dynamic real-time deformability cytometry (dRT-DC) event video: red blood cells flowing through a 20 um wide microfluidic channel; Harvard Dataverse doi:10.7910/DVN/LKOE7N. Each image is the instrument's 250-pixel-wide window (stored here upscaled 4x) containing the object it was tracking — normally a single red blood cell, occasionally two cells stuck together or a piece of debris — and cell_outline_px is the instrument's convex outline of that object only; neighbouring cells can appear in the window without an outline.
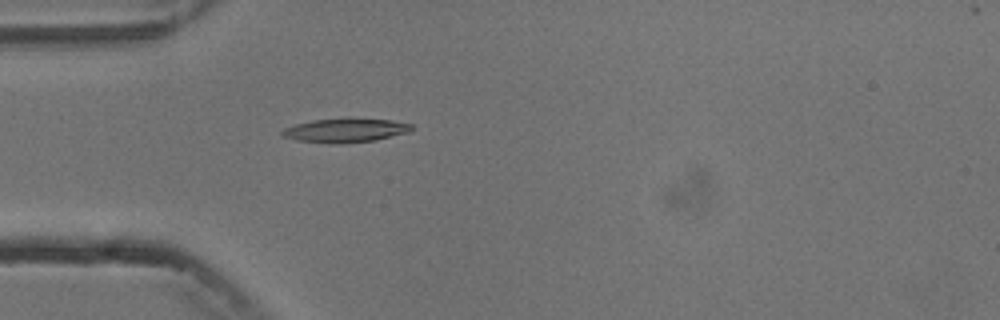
{"species": "common noctule bat (a hibernating species)", "species_latin": "Nyctalus noctula", "temperature_condition": "cold", "stored_images_in_passage": 4, "camera_frame_rate_fps": 3000, "um_per_image_px": 0.085, "animal": {"sex": "male", "body_mass_g": 13.3}, "frame": {"image": 1, "passage_image": 4, "time_ms": 3.333, "image_size_px": [1000, 320], "cell_outline_px": [[412, 128], [408, 132], [376, 140], [332, 144], [296, 140], [284, 136], [280, 132], [284, 128], [296, 124], [312, 120], [348, 116], [392, 120], [412, 124]], "centroid_in_image_um": [29.36, 11.04], "position_along_channel_um": 55.6, "area_um2": 18.5}}